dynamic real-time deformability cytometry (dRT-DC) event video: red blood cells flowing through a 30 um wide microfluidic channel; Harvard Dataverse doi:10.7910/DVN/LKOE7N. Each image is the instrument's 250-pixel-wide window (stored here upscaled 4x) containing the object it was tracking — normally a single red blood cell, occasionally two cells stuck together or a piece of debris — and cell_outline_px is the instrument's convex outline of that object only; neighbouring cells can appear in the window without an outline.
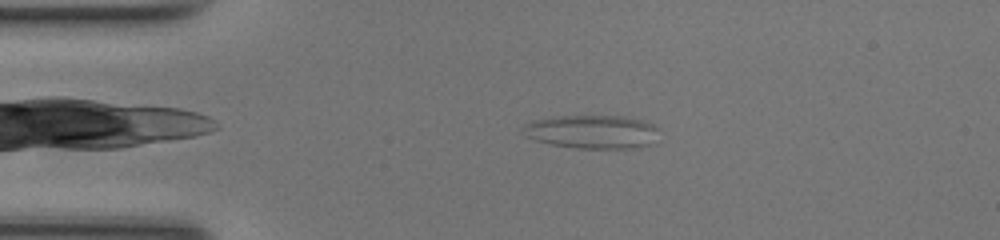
{"species": "common noctule bat (a hibernating species)", "species_latin": "Nyctalus noctula", "temperature_condition": "room temperature", "stored_images_in_passage": 45, "camera_frame_rate_fps": 3000, "um_per_image_px": 0.085, "animal": {"sex": "female", "body_mass_g": 17.0, "forearm_length_mm": 48.0}, "frame": {"image": 1, "passage_image": 6, "time_ms": 1.667, "image_size_px": [1000, 240], "cell_outline_px": [[660, 128], [652, 144], [632, 148], [576, 148], [552, 144], [536, 140], [528, 136], [524, 128], [524, 124], [532, 120], [556, 116], [620, 116], [640, 120], [652, 124]], "centroid_in_image_um": [50.36, 11.2], "position_along_channel_um": 34.6, "area_um2": 26.3}}
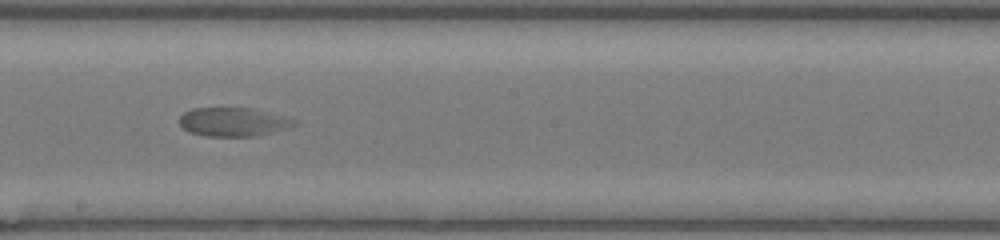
{"frame": {"image": 2, "passage_image": 23, "time_ms": 7.333, "image_size_px": [1000, 240], "cell_outline_px": [[300, 120], [296, 124], [272, 132], [256, 136], [204, 136], [188, 132], [180, 124], [180, 116], [184, 112], [192, 108], [252, 108]], "centroid_in_image_um": [19.82, 10.36], "position_along_channel_um": 228.4, "area_um2": 19.19}}
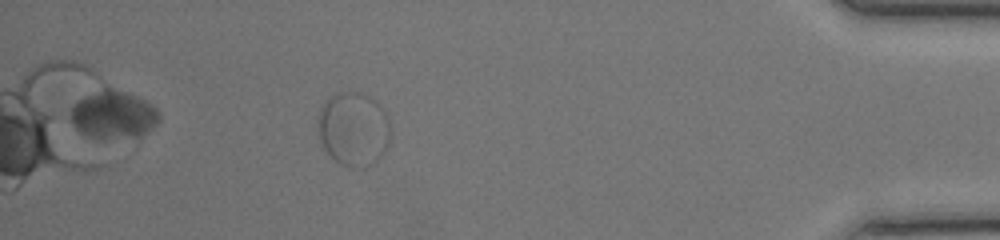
{"frame": {"image": 3, "passage_image": 40, "time_ms": 13.0, "image_size_px": [1000, 240], "cell_outline_px": [[388, 144], [384, 152], [372, 164], [364, 168], [352, 168], [340, 164], [324, 148], [320, 140], [316, 124], [316, 120], [320, 108], [328, 96], [336, 92], [360, 92], [372, 96], [380, 104], [388, 116]], "centroid_in_image_um": [30.02, 10.93], "position_along_channel_um": 405.2, "area_um2": 31.67}}